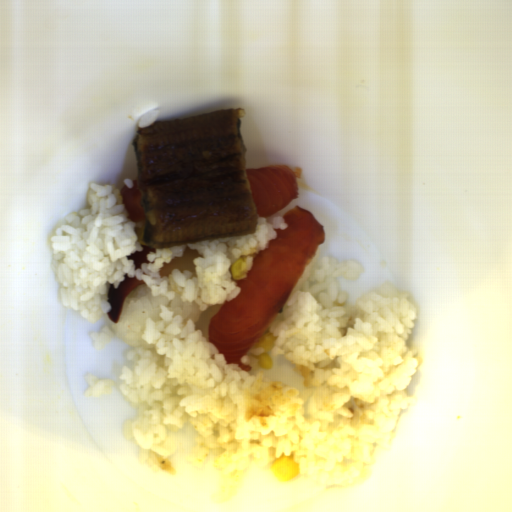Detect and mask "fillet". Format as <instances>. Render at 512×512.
I'll list each match as a JSON object with an SVG mask.
<instances>
[{"label": "fillet", "instance_id": "25842a12", "mask_svg": "<svg viewBox=\"0 0 512 512\" xmlns=\"http://www.w3.org/2000/svg\"><path fill=\"white\" fill-rule=\"evenodd\" d=\"M286 229H276L267 247L255 252L245 278L236 280L239 293L222 303L208 323V341L227 364L243 362L256 347L325 240L324 226L314 214L293 207L283 216Z\"/></svg>", "mask_w": 512, "mask_h": 512}, {"label": "fillet", "instance_id": "e2c912f1", "mask_svg": "<svg viewBox=\"0 0 512 512\" xmlns=\"http://www.w3.org/2000/svg\"><path fill=\"white\" fill-rule=\"evenodd\" d=\"M246 172L256 217H272L299 197L295 174L286 165L246 168Z\"/></svg>", "mask_w": 512, "mask_h": 512}, {"label": "fillet", "instance_id": "d4e80104", "mask_svg": "<svg viewBox=\"0 0 512 512\" xmlns=\"http://www.w3.org/2000/svg\"><path fill=\"white\" fill-rule=\"evenodd\" d=\"M149 252H156V248H151L147 244L141 245V251L133 252L127 258L133 260V265L138 270L142 263L149 262L147 259Z\"/></svg>", "mask_w": 512, "mask_h": 512}, {"label": "fillet", "instance_id": "f6d04758", "mask_svg": "<svg viewBox=\"0 0 512 512\" xmlns=\"http://www.w3.org/2000/svg\"><path fill=\"white\" fill-rule=\"evenodd\" d=\"M122 196L121 204H123L127 219L131 222H143L144 212L141 204L142 192L139 179L132 181V187L127 188L126 184L119 191Z\"/></svg>", "mask_w": 512, "mask_h": 512}, {"label": "fillet", "instance_id": "e495c32b", "mask_svg": "<svg viewBox=\"0 0 512 512\" xmlns=\"http://www.w3.org/2000/svg\"><path fill=\"white\" fill-rule=\"evenodd\" d=\"M144 283L141 279L130 278L125 274L118 286L109 285L107 293V301L111 305L110 310L107 312L109 320L116 324L119 322L127 296L133 289Z\"/></svg>", "mask_w": 512, "mask_h": 512}, {"label": "fillet", "instance_id": "f7120dc5", "mask_svg": "<svg viewBox=\"0 0 512 512\" xmlns=\"http://www.w3.org/2000/svg\"><path fill=\"white\" fill-rule=\"evenodd\" d=\"M203 255L199 254L198 250L191 249L189 246L183 251L181 256L173 258L171 263H164V266L160 268L159 276L162 278L168 276L172 271L179 270L180 274L182 271H190L192 276H196V270L193 265V261L197 258H201Z\"/></svg>", "mask_w": 512, "mask_h": 512}]
</instances>
